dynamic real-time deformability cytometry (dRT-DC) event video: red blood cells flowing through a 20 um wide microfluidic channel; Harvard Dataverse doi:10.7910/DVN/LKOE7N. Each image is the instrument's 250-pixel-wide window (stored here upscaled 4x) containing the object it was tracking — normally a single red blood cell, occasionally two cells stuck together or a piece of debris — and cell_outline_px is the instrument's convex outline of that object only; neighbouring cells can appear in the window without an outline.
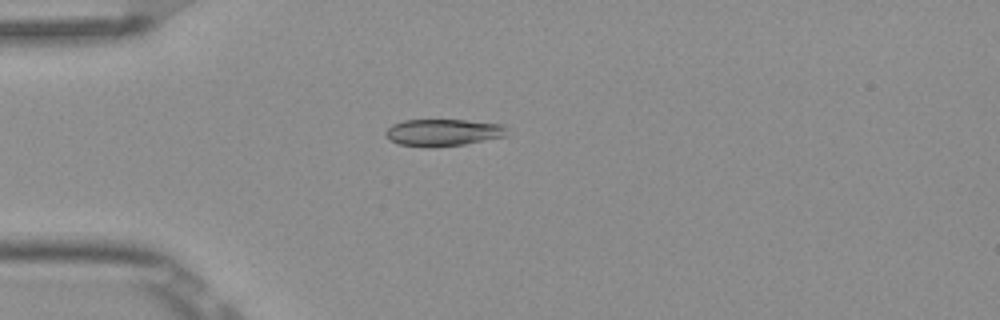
{"species": "Egyptian fruit bat (a non-hibernating species)", "species_latin": "Rousettus aegyptiacus", "temperature_condition": "room temperature", "stored_images_in_passage": 4, "camera_frame_rate_fps": 3000, "um_per_image_px": 0.085, "frame": {"image": 1, "passage_image": 4, "time_ms": 1.0, "image_size_px": [1000, 320], "cell_outline_px": [[508, 136], [464, 144], [432, 148], [424, 148], [400, 144], [388, 140], [384, 132], [392, 124], [404, 120], [464, 120], [504, 124], [508, 128]], "centroid_in_image_um": [37.68, 11.27], "position_along_channel_um": 47.3, "area_um2": 19.48}}